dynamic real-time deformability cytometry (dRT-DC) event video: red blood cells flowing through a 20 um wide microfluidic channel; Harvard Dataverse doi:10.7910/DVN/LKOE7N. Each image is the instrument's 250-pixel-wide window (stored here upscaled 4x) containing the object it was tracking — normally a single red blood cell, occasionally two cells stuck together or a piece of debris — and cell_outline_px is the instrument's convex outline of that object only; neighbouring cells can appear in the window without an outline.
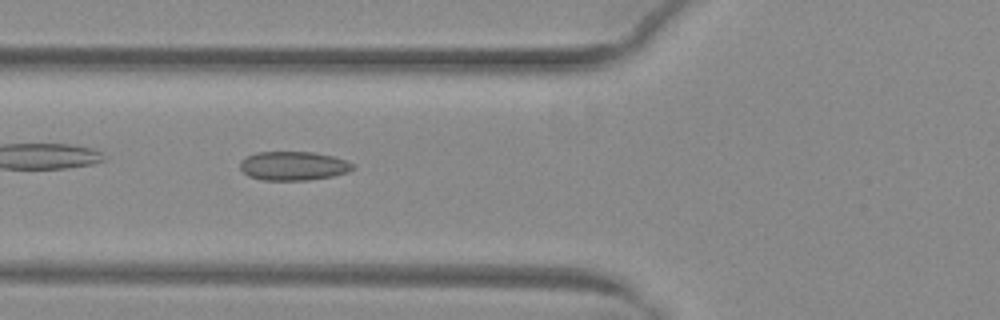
{"species": "common noctule bat (a hibernating species)", "species_latin": "Nyctalus noctula", "temperature_condition": "warm", "stored_images_in_passage": 40, "camera_frame_rate_fps": 3000, "um_per_image_px": 0.085, "animal": {"sex": "female", "body_mass_g": 29.2, "forearm_length_mm": 56.3}, "frame": {"image": 1, "passage_image": 9, "time_ms": 2.667, "image_size_px": [1000, 320], "cell_outline_px": [[356, 168], [348, 172], [332, 176], [308, 180], [260, 180], [248, 176], [240, 168], [240, 160], [256, 152], [312, 152], [332, 156], [344, 160], [352, 164]], "centroid_in_image_um": [24.91, 14.1], "position_along_channel_um": 100.9, "area_um2": 18.96}}
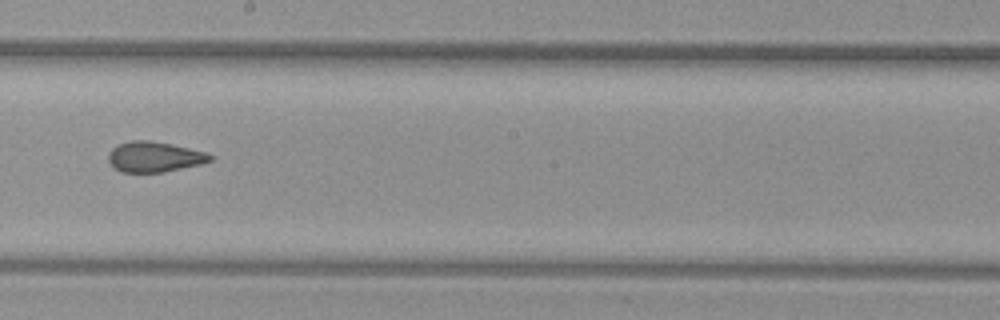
{"frame": {"image": 2, "passage_image": 19, "time_ms": 6.0, "image_size_px": [1000, 320], "cell_outline_px": [[212, 160], [200, 164], [164, 172], [120, 172], [108, 160], [108, 152], [112, 148], [120, 144], [132, 140], [148, 140], [172, 144], [204, 152], [212, 156]], "centroid_in_image_um": [13.1, 13.33], "position_along_channel_um": 235.1, "area_um2": 17.8}}
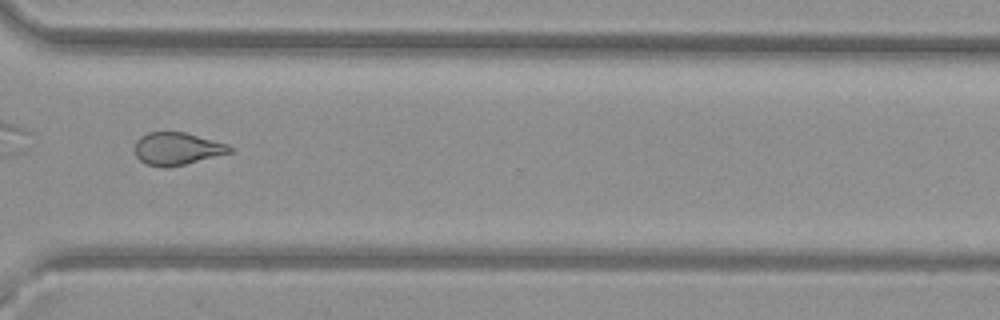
{"frame": {"image": 3, "passage_image": 28, "time_ms": 9.0, "image_size_px": [1000, 320], "cell_outline_px": [[236, 148], [232, 152], [168, 168], [164, 168], [148, 164], [140, 160], [136, 156], [136, 140], [140, 136], [148, 132], [184, 132], [228, 144]], "centroid_in_image_um": [15.07, 12.64], "position_along_channel_um": 355.5, "area_um2": 17.92}, "authors_computed_cell_mechanics": {"area_um2": 18.8139, "velocity_mm_per_s": 4.0216, "shape_relaxation_time_tau1_ms": null, "shape_relaxation_time_tau2_ms": 2.0883, "deformation_change_tau1": null, "deformation_change_tau2": 0.0755}}